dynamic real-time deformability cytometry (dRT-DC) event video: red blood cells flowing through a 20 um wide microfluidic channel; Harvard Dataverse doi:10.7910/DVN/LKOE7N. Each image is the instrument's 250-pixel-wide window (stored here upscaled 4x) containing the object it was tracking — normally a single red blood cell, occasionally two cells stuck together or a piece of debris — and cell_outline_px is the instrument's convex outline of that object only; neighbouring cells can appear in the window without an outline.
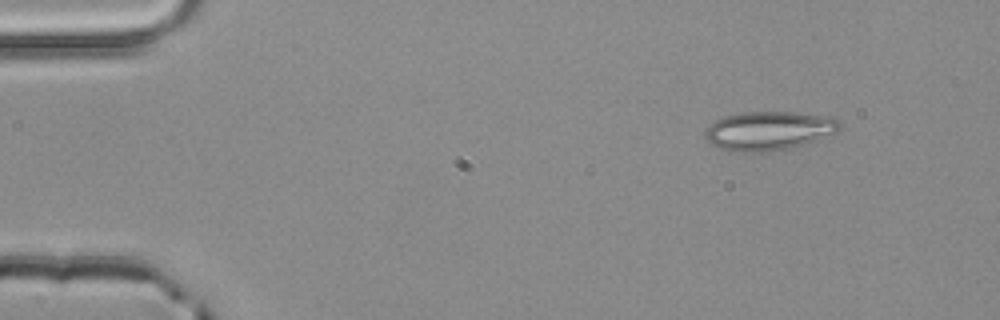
{"species": "common noctule bat (a hibernating species)", "species_latin": "Nyctalus noctula", "temperature_condition": "room temperature", "stored_images_in_passage": 3, "camera_frame_rate_fps": 3000, "um_per_image_px": 0.085, "animal": {"sex": "male", "body_mass_g": 20.4}, "frame": {"image": 1, "passage_image": 1, "time_ms": 0.0, "image_size_px": [1000, 320], "cell_outline_px": [[840, 128], [836, 132], [816, 140], [804, 144], [788, 148], [760, 152], [744, 152], [720, 148], [712, 144], [704, 136], [708, 128], [720, 116], [744, 112], [796, 112], [836, 116], [840, 124]], "centroid_in_image_um": [65.39, 11.09], "position_along_channel_um": 19.6, "area_um2": 30.4}}
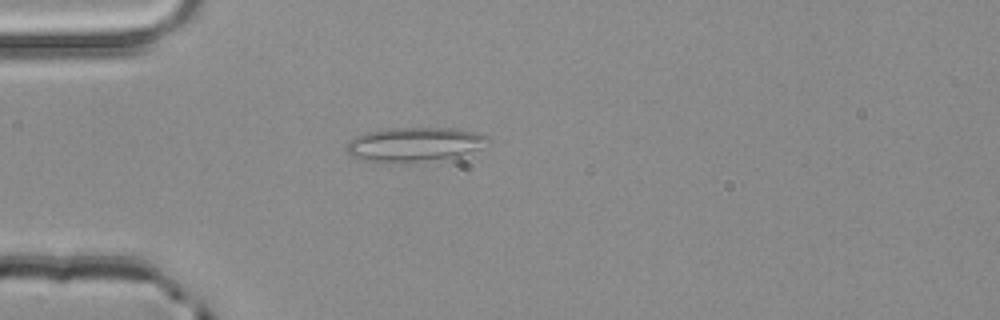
{"frame": {"image": 2, "passage_image": 3, "time_ms": 0.667, "image_size_px": [1000, 320], "cell_outline_px": [[492, 140], [480, 148], [460, 156], [424, 160], [364, 160], [352, 156], [348, 152], [348, 144], [356, 136], [368, 132], [392, 128], [456, 128], [476, 132], [488, 136]], "centroid_in_image_um": [35.33, 12.23], "position_along_channel_um": 49.7, "area_um2": 27.22}}